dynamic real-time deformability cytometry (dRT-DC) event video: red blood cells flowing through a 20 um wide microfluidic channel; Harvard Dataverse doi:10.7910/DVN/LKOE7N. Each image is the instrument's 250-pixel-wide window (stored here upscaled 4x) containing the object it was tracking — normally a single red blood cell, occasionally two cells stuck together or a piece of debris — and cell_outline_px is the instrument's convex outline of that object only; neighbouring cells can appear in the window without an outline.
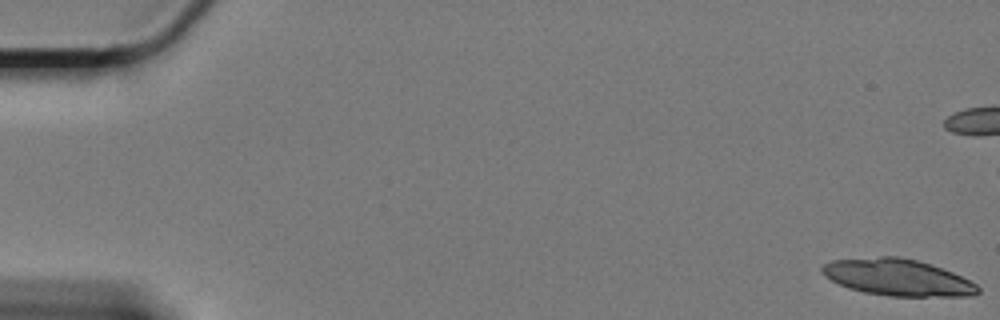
{"species": "Egyptian fruit bat (a non-hibernating species)", "species_latin": "Rousettus aegyptiacus", "temperature_condition": "cold", "stored_images_in_passage": 23, "camera_frame_rate_fps": 3000, "um_per_image_px": 0.085, "animal": {"sex": "female"}, "frame": {"image": 1, "passage_image": 1, "time_ms": 0.0, "image_size_px": [1000, 320], "cell_outline_px": [[980, 292], [972, 296], [888, 296], [864, 292], [848, 288], [824, 276], [820, 268], [824, 264], [832, 260], [880, 256], [900, 256], [916, 260], [952, 272], [976, 284], [980, 288]], "centroid_in_image_um": [76.28, 23.58], "position_along_channel_um": 8.7, "area_um2": 33.12}}